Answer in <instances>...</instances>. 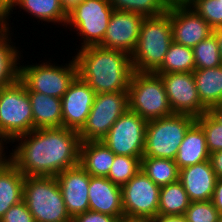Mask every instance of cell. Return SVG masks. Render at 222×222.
Wrapping results in <instances>:
<instances>
[{"label": "cell", "mask_w": 222, "mask_h": 222, "mask_svg": "<svg viewBox=\"0 0 222 222\" xmlns=\"http://www.w3.org/2000/svg\"><path fill=\"white\" fill-rule=\"evenodd\" d=\"M113 10L109 0H84L68 13L65 27L74 30L82 41L75 50L103 41Z\"/></svg>", "instance_id": "9c48e42d"}, {"label": "cell", "mask_w": 222, "mask_h": 222, "mask_svg": "<svg viewBox=\"0 0 222 222\" xmlns=\"http://www.w3.org/2000/svg\"><path fill=\"white\" fill-rule=\"evenodd\" d=\"M208 113L220 124L222 125V107L215 106L208 110Z\"/></svg>", "instance_id": "f6af8a7d"}, {"label": "cell", "mask_w": 222, "mask_h": 222, "mask_svg": "<svg viewBox=\"0 0 222 222\" xmlns=\"http://www.w3.org/2000/svg\"><path fill=\"white\" fill-rule=\"evenodd\" d=\"M117 222H150L149 219H142V218H130V217H121L118 218Z\"/></svg>", "instance_id": "7dc6e473"}, {"label": "cell", "mask_w": 222, "mask_h": 222, "mask_svg": "<svg viewBox=\"0 0 222 222\" xmlns=\"http://www.w3.org/2000/svg\"><path fill=\"white\" fill-rule=\"evenodd\" d=\"M144 18L141 14L113 10L103 41L98 46L123 51L131 56Z\"/></svg>", "instance_id": "5bb4252c"}, {"label": "cell", "mask_w": 222, "mask_h": 222, "mask_svg": "<svg viewBox=\"0 0 222 222\" xmlns=\"http://www.w3.org/2000/svg\"><path fill=\"white\" fill-rule=\"evenodd\" d=\"M88 196L89 210L117 218L124 216L121 186L107 177L90 176Z\"/></svg>", "instance_id": "ac0fdd59"}, {"label": "cell", "mask_w": 222, "mask_h": 222, "mask_svg": "<svg viewBox=\"0 0 222 222\" xmlns=\"http://www.w3.org/2000/svg\"><path fill=\"white\" fill-rule=\"evenodd\" d=\"M75 54L77 76L96 94L128 90L134 72L128 53L88 46L77 49Z\"/></svg>", "instance_id": "7a4b0ae2"}, {"label": "cell", "mask_w": 222, "mask_h": 222, "mask_svg": "<svg viewBox=\"0 0 222 222\" xmlns=\"http://www.w3.org/2000/svg\"><path fill=\"white\" fill-rule=\"evenodd\" d=\"M196 82L201 103L209 110L222 102V65L215 68L195 69Z\"/></svg>", "instance_id": "d4e9b609"}, {"label": "cell", "mask_w": 222, "mask_h": 222, "mask_svg": "<svg viewBox=\"0 0 222 222\" xmlns=\"http://www.w3.org/2000/svg\"><path fill=\"white\" fill-rule=\"evenodd\" d=\"M173 41L193 48L213 34V28L189 5L170 9Z\"/></svg>", "instance_id": "2e32d148"}, {"label": "cell", "mask_w": 222, "mask_h": 222, "mask_svg": "<svg viewBox=\"0 0 222 222\" xmlns=\"http://www.w3.org/2000/svg\"><path fill=\"white\" fill-rule=\"evenodd\" d=\"M114 10L141 14L144 17H154L164 14L167 10L158 0H109Z\"/></svg>", "instance_id": "1f68e13d"}, {"label": "cell", "mask_w": 222, "mask_h": 222, "mask_svg": "<svg viewBox=\"0 0 222 222\" xmlns=\"http://www.w3.org/2000/svg\"><path fill=\"white\" fill-rule=\"evenodd\" d=\"M96 92L78 76L61 98L63 127L80 131L85 125Z\"/></svg>", "instance_id": "9a60e30c"}, {"label": "cell", "mask_w": 222, "mask_h": 222, "mask_svg": "<svg viewBox=\"0 0 222 222\" xmlns=\"http://www.w3.org/2000/svg\"><path fill=\"white\" fill-rule=\"evenodd\" d=\"M217 222H222V215L219 216Z\"/></svg>", "instance_id": "c3c4849f"}, {"label": "cell", "mask_w": 222, "mask_h": 222, "mask_svg": "<svg viewBox=\"0 0 222 222\" xmlns=\"http://www.w3.org/2000/svg\"><path fill=\"white\" fill-rule=\"evenodd\" d=\"M16 0H0V19H2L12 8Z\"/></svg>", "instance_id": "7bdbcfd3"}, {"label": "cell", "mask_w": 222, "mask_h": 222, "mask_svg": "<svg viewBox=\"0 0 222 222\" xmlns=\"http://www.w3.org/2000/svg\"><path fill=\"white\" fill-rule=\"evenodd\" d=\"M210 153L207 149L206 137L201 126L195 121L186 131L179 146L175 163L178 169L208 161Z\"/></svg>", "instance_id": "44dd1931"}, {"label": "cell", "mask_w": 222, "mask_h": 222, "mask_svg": "<svg viewBox=\"0 0 222 222\" xmlns=\"http://www.w3.org/2000/svg\"><path fill=\"white\" fill-rule=\"evenodd\" d=\"M190 202L188 194L178 180L161 187L158 214L163 216H184Z\"/></svg>", "instance_id": "4316f807"}, {"label": "cell", "mask_w": 222, "mask_h": 222, "mask_svg": "<svg viewBox=\"0 0 222 222\" xmlns=\"http://www.w3.org/2000/svg\"><path fill=\"white\" fill-rule=\"evenodd\" d=\"M11 32L9 27L0 23V88L19 78V64L23 62L20 59L23 57L22 51L11 41L13 36Z\"/></svg>", "instance_id": "cb8c5ba5"}, {"label": "cell", "mask_w": 222, "mask_h": 222, "mask_svg": "<svg viewBox=\"0 0 222 222\" xmlns=\"http://www.w3.org/2000/svg\"><path fill=\"white\" fill-rule=\"evenodd\" d=\"M115 154L101 141L81 142L79 165L90 175L107 177Z\"/></svg>", "instance_id": "603a6c76"}, {"label": "cell", "mask_w": 222, "mask_h": 222, "mask_svg": "<svg viewBox=\"0 0 222 222\" xmlns=\"http://www.w3.org/2000/svg\"><path fill=\"white\" fill-rule=\"evenodd\" d=\"M179 181L191 202L208 201L212 200L217 177L208 160L180 169Z\"/></svg>", "instance_id": "d6986e66"}, {"label": "cell", "mask_w": 222, "mask_h": 222, "mask_svg": "<svg viewBox=\"0 0 222 222\" xmlns=\"http://www.w3.org/2000/svg\"><path fill=\"white\" fill-rule=\"evenodd\" d=\"M56 179L72 219L89 210L90 175L80 165L60 172Z\"/></svg>", "instance_id": "e0dca14e"}, {"label": "cell", "mask_w": 222, "mask_h": 222, "mask_svg": "<svg viewBox=\"0 0 222 222\" xmlns=\"http://www.w3.org/2000/svg\"><path fill=\"white\" fill-rule=\"evenodd\" d=\"M195 61L190 47L171 42L161 66L154 73L193 72Z\"/></svg>", "instance_id": "f1b7e54d"}, {"label": "cell", "mask_w": 222, "mask_h": 222, "mask_svg": "<svg viewBox=\"0 0 222 222\" xmlns=\"http://www.w3.org/2000/svg\"><path fill=\"white\" fill-rule=\"evenodd\" d=\"M213 34L215 35V37L218 41L220 56H221V60H222V27H218V28L213 29Z\"/></svg>", "instance_id": "bcb514c9"}, {"label": "cell", "mask_w": 222, "mask_h": 222, "mask_svg": "<svg viewBox=\"0 0 222 222\" xmlns=\"http://www.w3.org/2000/svg\"><path fill=\"white\" fill-rule=\"evenodd\" d=\"M11 143V163L24 176L56 177L80 162L79 133L65 127L33 129Z\"/></svg>", "instance_id": "6da1fadb"}, {"label": "cell", "mask_w": 222, "mask_h": 222, "mask_svg": "<svg viewBox=\"0 0 222 222\" xmlns=\"http://www.w3.org/2000/svg\"><path fill=\"white\" fill-rule=\"evenodd\" d=\"M147 122L128 109L111 126L101 142L115 155L143 157Z\"/></svg>", "instance_id": "8fae6325"}, {"label": "cell", "mask_w": 222, "mask_h": 222, "mask_svg": "<svg viewBox=\"0 0 222 222\" xmlns=\"http://www.w3.org/2000/svg\"><path fill=\"white\" fill-rule=\"evenodd\" d=\"M118 218L100 212L88 210L78 214L72 219V222H117Z\"/></svg>", "instance_id": "8d00e7d4"}, {"label": "cell", "mask_w": 222, "mask_h": 222, "mask_svg": "<svg viewBox=\"0 0 222 222\" xmlns=\"http://www.w3.org/2000/svg\"><path fill=\"white\" fill-rule=\"evenodd\" d=\"M158 1L166 10L177 7H184L190 4V0H158Z\"/></svg>", "instance_id": "60d3db41"}, {"label": "cell", "mask_w": 222, "mask_h": 222, "mask_svg": "<svg viewBox=\"0 0 222 222\" xmlns=\"http://www.w3.org/2000/svg\"><path fill=\"white\" fill-rule=\"evenodd\" d=\"M45 61L29 65L19 64V79L25 84L28 92L62 98L77 77L75 59L72 56V60L69 59L64 65L51 63V60Z\"/></svg>", "instance_id": "52a82bcc"}, {"label": "cell", "mask_w": 222, "mask_h": 222, "mask_svg": "<svg viewBox=\"0 0 222 222\" xmlns=\"http://www.w3.org/2000/svg\"><path fill=\"white\" fill-rule=\"evenodd\" d=\"M7 143L10 144L7 139L0 136V170H2L8 163L11 162V155H6L8 154V151H5V149H8Z\"/></svg>", "instance_id": "ab89813d"}, {"label": "cell", "mask_w": 222, "mask_h": 222, "mask_svg": "<svg viewBox=\"0 0 222 222\" xmlns=\"http://www.w3.org/2000/svg\"><path fill=\"white\" fill-rule=\"evenodd\" d=\"M141 170L159 187L179 180V169L175 160L142 157Z\"/></svg>", "instance_id": "83f0119b"}, {"label": "cell", "mask_w": 222, "mask_h": 222, "mask_svg": "<svg viewBox=\"0 0 222 222\" xmlns=\"http://www.w3.org/2000/svg\"><path fill=\"white\" fill-rule=\"evenodd\" d=\"M189 6L213 29L222 27V2L220 0H190Z\"/></svg>", "instance_id": "836d02e7"}, {"label": "cell", "mask_w": 222, "mask_h": 222, "mask_svg": "<svg viewBox=\"0 0 222 222\" xmlns=\"http://www.w3.org/2000/svg\"><path fill=\"white\" fill-rule=\"evenodd\" d=\"M128 109V91L96 94L87 121L78 132L81 142L101 141Z\"/></svg>", "instance_id": "30bf717a"}, {"label": "cell", "mask_w": 222, "mask_h": 222, "mask_svg": "<svg viewBox=\"0 0 222 222\" xmlns=\"http://www.w3.org/2000/svg\"><path fill=\"white\" fill-rule=\"evenodd\" d=\"M209 161L217 178H222V150L210 154Z\"/></svg>", "instance_id": "74e56055"}, {"label": "cell", "mask_w": 222, "mask_h": 222, "mask_svg": "<svg viewBox=\"0 0 222 222\" xmlns=\"http://www.w3.org/2000/svg\"><path fill=\"white\" fill-rule=\"evenodd\" d=\"M150 222H186L183 216H163L157 214Z\"/></svg>", "instance_id": "b9f144b4"}, {"label": "cell", "mask_w": 222, "mask_h": 222, "mask_svg": "<svg viewBox=\"0 0 222 222\" xmlns=\"http://www.w3.org/2000/svg\"><path fill=\"white\" fill-rule=\"evenodd\" d=\"M206 137L209 153L222 150V125H220L208 112L196 118Z\"/></svg>", "instance_id": "d6a6232c"}, {"label": "cell", "mask_w": 222, "mask_h": 222, "mask_svg": "<svg viewBox=\"0 0 222 222\" xmlns=\"http://www.w3.org/2000/svg\"><path fill=\"white\" fill-rule=\"evenodd\" d=\"M33 130V113L25 84L18 78L0 88V136L10 143Z\"/></svg>", "instance_id": "8992f818"}, {"label": "cell", "mask_w": 222, "mask_h": 222, "mask_svg": "<svg viewBox=\"0 0 222 222\" xmlns=\"http://www.w3.org/2000/svg\"><path fill=\"white\" fill-rule=\"evenodd\" d=\"M195 69L215 68L222 65L218 41L214 34L192 48Z\"/></svg>", "instance_id": "f546056e"}, {"label": "cell", "mask_w": 222, "mask_h": 222, "mask_svg": "<svg viewBox=\"0 0 222 222\" xmlns=\"http://www.w3.org/2000/svg\"><path fill=\"white\" fill-rule=\"evenodd\" d=\"M220 214L211 200L192 201L185 211L186 222H217Z\"/></svg>", "instance_id": "e575fe53"}, {"label": "cell", "mask_w": 222, "mask_h": 222, "mask_svg": "<svg viewBox=\"0 0 222 222\" xmlns=\"http://www.w3.org/2000/svg\"><path fill=\"white\" fill-rule=\"evenodd\" d=\"M23 201L36 222H72L54 176H25Z\"/></svg>", "instance_id": "277c9868"}, {"label": "cell", "mask_w": 222, "mask_h": 222, "mask_svg": "<svg viewBox=\"0 0 222 222\" xmlns=\"http://www.w3.org/2000/svg\"><path fill=\"white\" fill-rule=\"evenodd\" d=\"M141 158L115 155L107 178L114 184L123 186L141 170Z\"/></svg>", "instance_id": "4dcf8cb0"}, {"label": "cell", "mask_w": 222, "mask_h": 222, "mask_svg": "<svg viewBox=\"0 0 222 222\" xmlns=\"http://www.w3.org/2000/svg\"><path fill=\"white\" fill-rule=\"evenodd\" d=\"M16 8L18 10L20 8V12L23 10L42 23L45 21L48 24L53 23L52 25L58 24V27L60 24L61 27H65L67 23L68 14L62 8L60 0H16L10 11L1 19V23L11 30L13 27L9 19L12 17L11 14H14L13 10H17Z\"/></svg>", "instance_id": "ffe728a7"}, {"label": "cell", "mask_w": 222, "mask_h": 222, "mask_svg": "<svg viewBox=\"0 0 222 222\" xmlns=\"http://www.w3.org/2000/svg\"><path fill=\"white\" fill-rule=\"evenodd\" d=\"M173 41L170 9L164 14L145 17L135 50L131 54L135 72H155L163 63Z\"/></svg>", "instance_id": "3957f363"}, {"label": "cell", "mask_w": 222, "mask_h": 222, "mask_svg": "<svg viewBox=\"0 0 222 222\" xmlns=\"http://www.w3.org/2000/svg\"><path fill=\"white\" fill-rule=\"evenodd\" d=\"M0 222H36L33 215L22 200L13 205L0 219Z\"/></svg>", "instance_id": "d590c367"}, {"label": "cell", "mask_w": 222, "mask_h": 222, "mask_svg": "<svg viewBox=\"0 0 222 222\" xmlns=\"http://www.w3.org/2000/svg\"><path fill=\"white\" fill-rule=\"evenodd\" d=\"M161 187L142 170L121 186L122 208L125 217L152 219L158 214Z\"/></svg>", "instance_id": "7c38bea8"}, {"label": "cell", "mask_w": 222, "mask_h": 222, "mask_svg": "<svg viewBox=\"0 0 222 222\" xmlns=\"http://www.w3.org/2000/svg\"><path fill=\"white\" fill-rule=\"evenodd\" d=\"M211 201L219 214L222 215V178H217Z\"/></svg>", "instance_id": "f35d334b"}, {"label": "cell", "mask_w": 222, "mask_h": 222, "mask_svg": "<svg viewBox=\"0 0 222 222\" xmlns=\"http://www.w3.org/2000/svg\"><path fill=\"white\" fill-rule=\"evenodd\" d=\"M196 118L173 114L147 122L143 157L175 160L186 131Z\"/></svg>", "instance_id": "ba28073f"}, {"label": "cell", "mask_w": 222, "mask_h": 222, "mask_svg": "<svg viewBox=\"0 0 222 222\" xmlns=\"http://www.w3.org/2000/svg\"><path fill=\"white\" fill-rule=\"evenodd\" d=\"M129 110L146 121L173 115L161 77L154 72H133L128 87Z\"/></svg>", "instance_id": "5b68a950"}, {"label": "cell", "mask_w": 222, "mask_h": 222, "mask_svg": "<svg viewBox=\"0 0 222 222\" xmlns=\"http://www.w3.org/2000/svg\"><path fill=\"white\" fill-rule=\"evenodd\" d=\"M155 74L163 81L174 114H186L197 118L208 112L201 103L192 72Z\"/></svg>", "instance_id": "4fadbf2b"}, {"label": "cell", "mask_w": 222, "mask_h": 222, "mask_svg": "<svg viewBox=\"0 0 222 222\" xmlns=\"http://www.w3.org/2000/svg\"><path fill=\"white\" fill-rule=\"evenodd\" d=\"M25 176L10 162L0 170V219L23 200Z\"/></svg>", "instance_id": "484cf974"}, {"label": "cell", "mask_w": 222, "mask_h": 222, "mask_svg": "<svg viewBox=\"0 0 222 222\" xmlns=\"http://www.w3.org/2000/svg\"><path fill=\"white\" fill-rule=\"evenodd\" d=\"M33 113V129L63 127L61 98L28 92Z\"/></svg>", "instance_id": "7402d4cb"}, {"label": "cell", "mask_w": 222, "mask_h": 222, "mask_svg": "<svg viewBox=\"0 0 222 222\" xmlns=\"http://www.w3.org/2000/svg\"><path fill=\"white\" fill-rule=\"evenodd\" d=\"M83 1L84 0H60L62 8L67 14Z\"/></svg>", "instance_id": "ee69618b"}]
</instances>
